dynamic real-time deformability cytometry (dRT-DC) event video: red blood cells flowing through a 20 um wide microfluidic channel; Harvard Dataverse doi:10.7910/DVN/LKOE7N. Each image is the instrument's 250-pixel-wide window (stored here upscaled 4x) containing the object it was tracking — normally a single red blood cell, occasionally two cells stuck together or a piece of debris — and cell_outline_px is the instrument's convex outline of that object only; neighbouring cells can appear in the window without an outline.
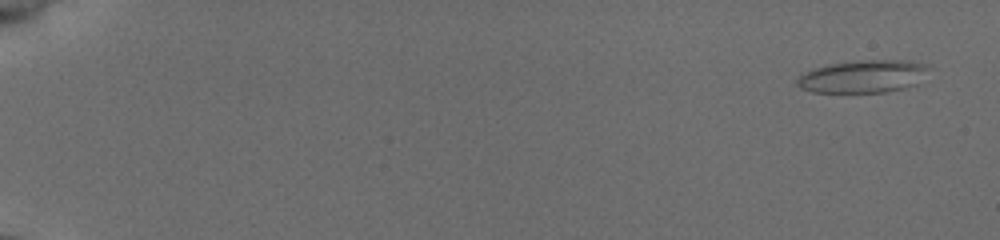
{"species": "common noctule bat (a hibernating species)", "species_latin": "Nyctalus noctula", "temperature_condition": "cold", "stored_images_in_passage": 55, "camera_frame_rate_fps": 3000, "um_per_image_px": 0.085, "animal": {"sex": "female", "body_mass_g": 19.5, "forearm_length_mm": 54.1}, "frame": {"image": 1, "passage_image": 3, "time_ms": 0.667, "image_size_px": [1000, 240], "cell_outline_px": [[932, 68], [916, 84], [904, 88], [884, 92], [812, 92], [800, 88], [796, 84], [796, 80], [800, 76], [816, 68], [828, 64], [864, 60], [908, 60], [924, 64]], "centroid_in_image_um": [73.4, 6.49], "position_along_channel_um": 11.6, "area_um2": 24.91}}
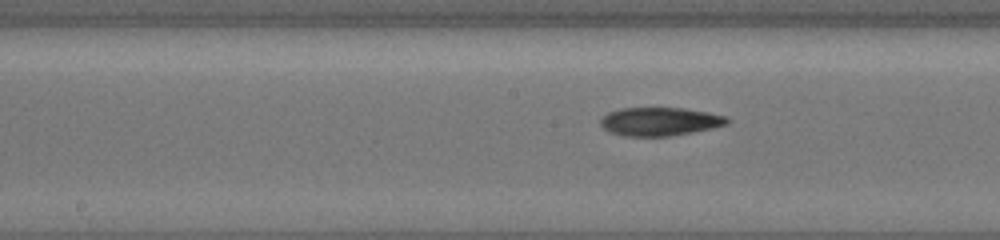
{"frame": {"image": 2, "passage_image": 31, "time_ms": 10.0, "image_size_px": [1000, 240], "cell_outline_px": [[728, 124], [712, 128], [692, 132], [668, 136], [624, 136], [608, 132], [600, 124], [600, 120], [608, 112], [620, 108], [684, 108], [708, 112], [728, 116]], "centroid_in_image_um": [56.08, 10.33], "position_along_channel_um": 192.1, "area_um2": 20.98}}
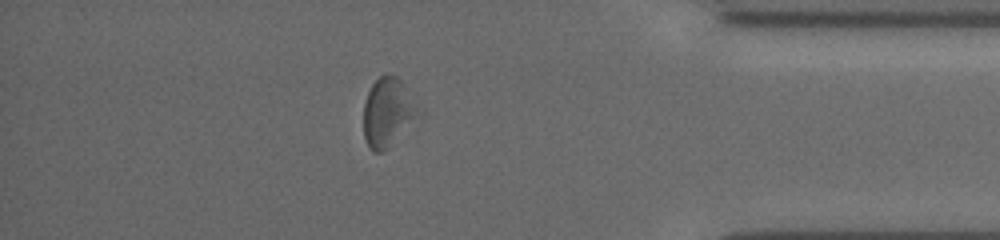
{"frame": {"image": 3, "passage_image": 49, "time_ms": 16.0, "image_size_px": [1000, 240], "cell_outline_px": [[424, 112], [384, 152], [372, 152], [364, 136], [364, 104], [368, 92], [372, 84], [380, 76], [388, 72], [396, 76], [404, 84]], "centroid_in_image_um": [33.01, 9.53], "position_along_channel_um": 402.2, "area_um2": 22.31}, "authors_computed_cell_mechanics": {"area_um2": 21.5594, "velocity_mm_per_s": 3.8977, "shape_relaxation_time_tau1_ms": null, "shape_relaxation_time_tau2_ms": 5.8625, "deformation_change_tau1": null, "deformation_change_tau2": 0.1378}}